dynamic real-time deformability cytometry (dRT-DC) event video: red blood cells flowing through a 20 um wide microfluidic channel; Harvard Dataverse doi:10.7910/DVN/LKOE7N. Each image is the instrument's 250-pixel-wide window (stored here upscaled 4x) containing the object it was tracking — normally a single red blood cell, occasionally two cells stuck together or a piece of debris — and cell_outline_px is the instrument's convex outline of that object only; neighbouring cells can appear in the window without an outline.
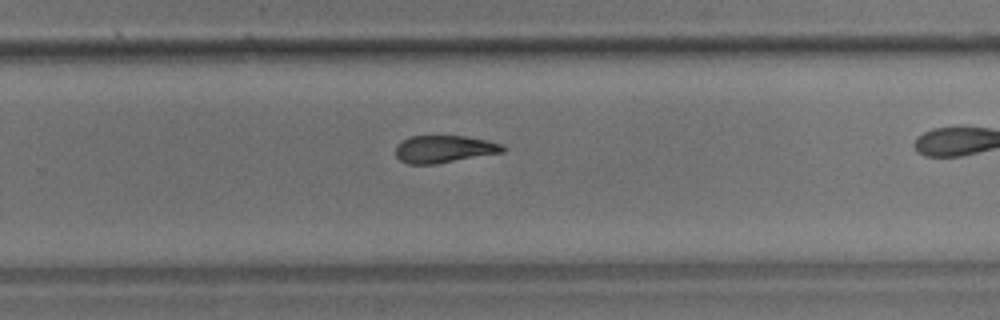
{"species": "common noctule bat (a hibernating species)", "species_latin": "Nyctalus noctula", "temperature_condition": "room temperature", "stored_images_in_passage": 33, "camera_frame_rate_fps": 3000, "um_per_image_px": 0.085, "animal": {"sex": "male", "body_mass_g": 17.9}, "frame": {"image": 1, "passage_image": 28, "time_ms": 9.0, "image_size_px": [1000, 320], "cell_outline_px": [[508, 148], [504, 152], [436, 164], [408, 164], [400, 160], [396, 156], [396, 144], [408, 136], [464, 136], [488, 140], [500, 144]], "centroid_in_image_um": [37.74, 12.67], "position_along_channel_um": 292.1, "area_um2": 17.22}}